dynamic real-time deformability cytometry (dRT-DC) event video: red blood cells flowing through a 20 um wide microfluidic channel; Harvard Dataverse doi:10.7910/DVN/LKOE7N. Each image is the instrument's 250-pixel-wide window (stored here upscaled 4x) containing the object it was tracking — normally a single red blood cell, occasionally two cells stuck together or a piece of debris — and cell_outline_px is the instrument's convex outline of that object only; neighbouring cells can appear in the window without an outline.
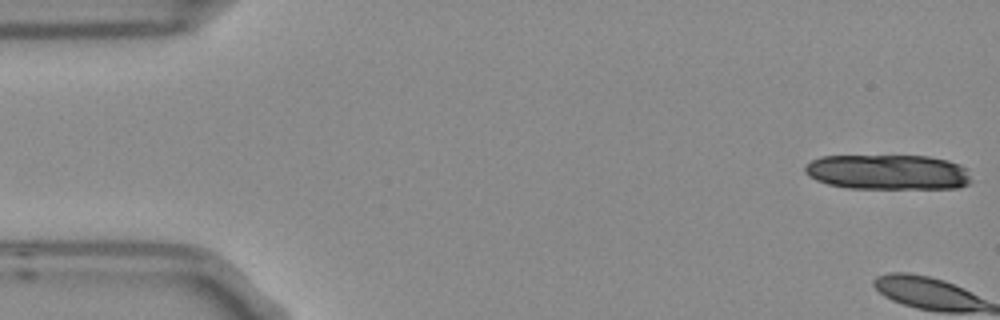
{"species": "Egyptian fruit bat (a non-hibernating species)", "species_latin": "Rousettus aegyptiacus", "temperature_condition": "room temperature", "stored_images_in_passage": 7, "camera_frame_rate_fps": 3000, "um_per_image_px": 0.085, "frame": {"image": 1, "passage_image": 1, "time_ms": 0.0, "image_size_px": [1000, 320], "cell_outline_px": [[972, 180], [968, 184], [960, 188], [848, 188], [828, 184], [816, 180], [808, 176], [804, 172], [804, 164], [820, 156], [928, 156], [948, 160], [960, 164], [968, 168]], "centroid_in_image_um": [75.49, 14.63], "position_along_channel_um": 9.5, "area_um2": 34.39}}
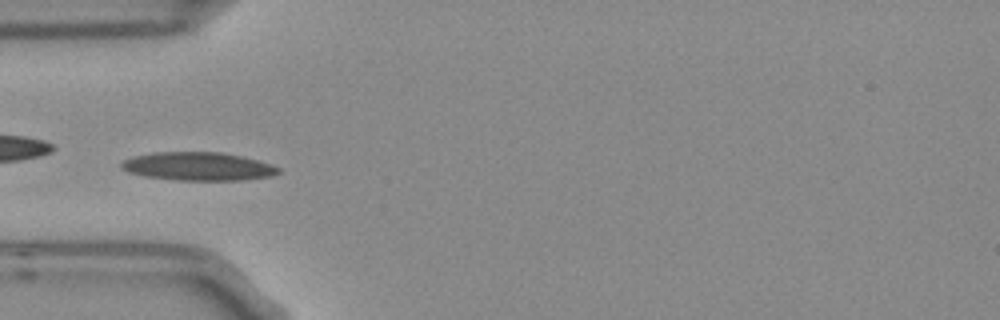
{"frame": {"image": 2, "passage_image": 6, "time_ms": 1.667, "image_size_px": [1000, 320], "cell_outline_px": [[280, 172], [272, 176], [240, 180], [176, 180], [144, 176], [128, 172], [120, 168], [120, 164], [124, 160], [132, 156], [152, 152], [220, 152], [240, 156], [272, 164], [280, 168]], "centroid_in_image_um": [16.81, 14.14], "position_along_channel_um": 68.2, "area_um2": 25.95}}
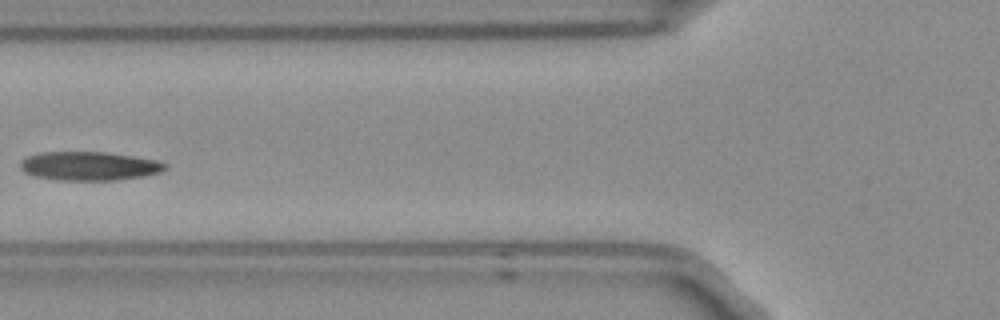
{"frame": {"image": 3, "passage_image": 7, "time_ms": 2.0, "image_size_px": [1000, 320], "cell_outline_px": [[168, 168], [160, 172], [144, 176], [116, 180], [56, 180], [36, 176], [24, 172], [20, 168], [20, 164], [28, 156], [40, 152], [108, 152], [160, 160], [168, 164]], "centroid_in_image_um": [7.65, 14.11], "position_along_channel_um": 118.2, "area_um2": 24.45}}